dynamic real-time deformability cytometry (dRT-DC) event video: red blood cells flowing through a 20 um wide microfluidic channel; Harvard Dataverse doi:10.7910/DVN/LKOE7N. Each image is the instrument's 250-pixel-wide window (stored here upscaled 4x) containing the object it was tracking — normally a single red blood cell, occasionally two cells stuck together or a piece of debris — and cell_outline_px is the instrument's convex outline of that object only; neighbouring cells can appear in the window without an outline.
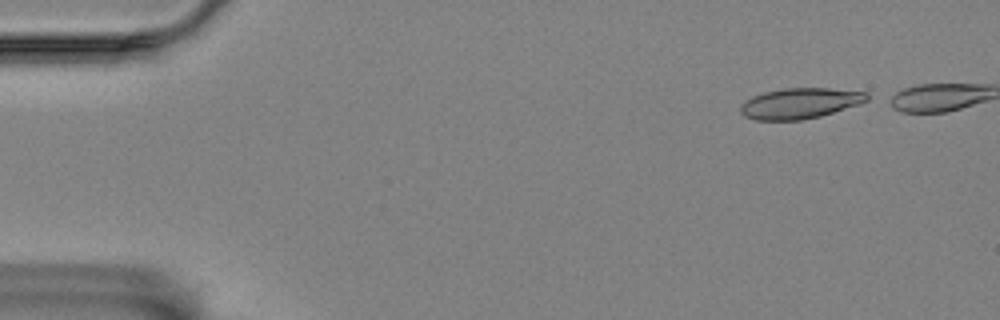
{"species": "Egyptian fruit bat (a non-hibernating species)", "species_latin": "Rousettus aegyptiacus", "temperature_condition": "room temperature", "stored_images_in_passage": 45, "camera_frame_rate_fps": 3000, "um_per_image_px": 0.085, "animal": {"sex": "female"}, "frame": {"image": 1, "passage_image": 1, "time_ms": 0.0, "image_size_px": [1000, 320], "cell_outline_px": [[868, 100], [860, 104], [820, 116], [800, 120], [756, 120], [744, 116], [740, 112], [740, 104], [744, 100], [752, 96], [764, 92], [784, 88], [828, 88], [868, 92]], "centroid_in_image_um": [67.97, 8.78], "position_along_channel_um": 17.0, "area_um2": 22.66}}
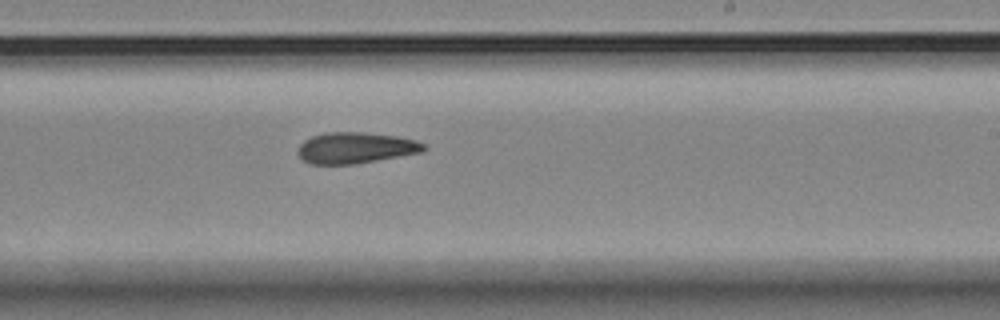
{"frame": {"image": 2, "passage_image": 30, "time_ms": 9.667, "image_size_px": [1000, 320], "cell_outline_px": [[428, 148], [420, 152], [376, 160], [352, 164], [312, 164], [304, 160], [296, 152], [300, 144], [304, 140], [312, 136], [328, 132], [364, 132], [400, 136], [416, 140], [424, 144]], "centroid_in_image_um": [30.22, 12.55], "position_along_channel_um": 258.8, "area_um2": 22.72}}
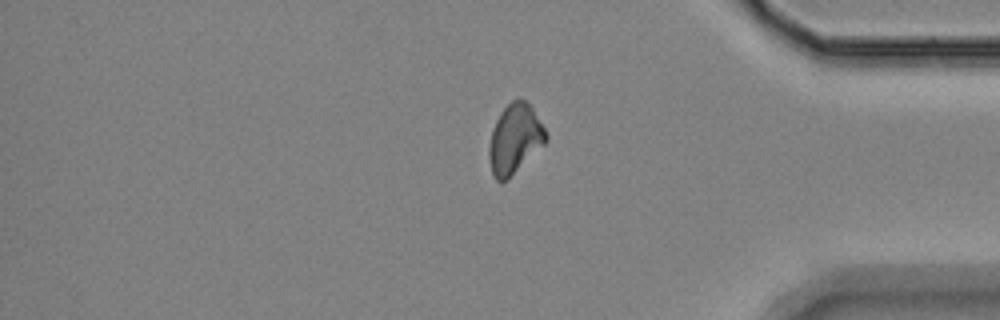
{"frame": {"image": 3, "passage_image": 43, "time_ms": 14.0, "image_size_px": [1000, 320], "cell_outline_px": [[548, 140], [544, 144], [504, 180], [496, 180], [492, 172], [488, 156], [488, 148], [492, 128], [500, 112], [512, 100], [524, 100], [532, 108], [544, 128], [548, 136]], "centroid_in_image_um": [43.73, 11.77], "position_along_channel_um": 391.5, "area_um2": 22.31}, "authors_computed_cell_mechanics": {"area_um2": 22.831, "velocity_mm_per_s": 3.5186, "shape_relaxation_time_tau1_ms": 7.5381, "shape_relaxation_time_tau2_ms": 9.5506, "deformation_change_tau1": 0.1901, "deformation_change_tau2": 0.1907}}